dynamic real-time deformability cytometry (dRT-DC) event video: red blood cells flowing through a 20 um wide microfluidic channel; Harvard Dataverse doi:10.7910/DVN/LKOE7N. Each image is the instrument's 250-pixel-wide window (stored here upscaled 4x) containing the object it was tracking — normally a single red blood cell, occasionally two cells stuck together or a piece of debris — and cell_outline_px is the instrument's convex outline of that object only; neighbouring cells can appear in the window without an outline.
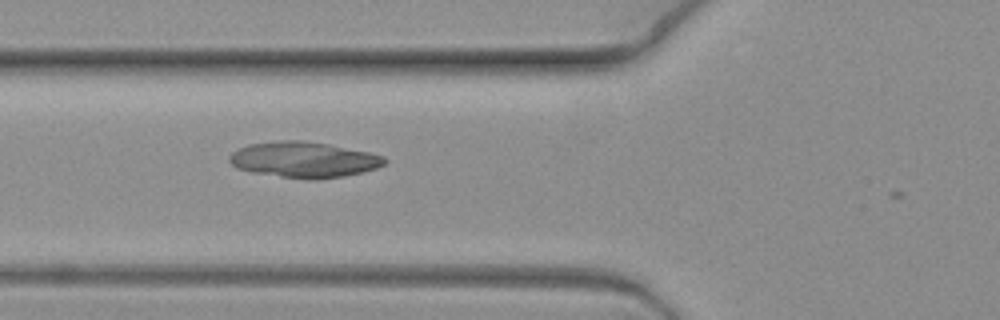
{"species": "common noctule bat (a hibernating species)", "species_latin": "Nyctalus noctula", "temperature_condition": "warm", "stored_images_in_passage": 5, "camera_frame_rate_fps": 3000, "um_per_image_px": 0.085, "animal": {"sex": "female", "body_mass_g": 19.3, "forearm_length_mm": 54.1}, "frame": {"image": 1, "passage_image": 5, "time_ms": 1.333, "image_size_px": [1000, 320], "cell_outline_px": [[388, 160], [384, 164], [376, 168], [364, 172], [344, 176], [316, 180], [304, 180], [252, 172], [240, 168], [232, 164], [228, 160], [228, 156], [232, 152], [248, 144], [280, 140], [300, 140], [328, 144], [368, 152], [384, 156]], "centroid_in_image_um": [25.84, 13.58], "position_along_channel_um": 100.0, "area_um2": 32.43}}